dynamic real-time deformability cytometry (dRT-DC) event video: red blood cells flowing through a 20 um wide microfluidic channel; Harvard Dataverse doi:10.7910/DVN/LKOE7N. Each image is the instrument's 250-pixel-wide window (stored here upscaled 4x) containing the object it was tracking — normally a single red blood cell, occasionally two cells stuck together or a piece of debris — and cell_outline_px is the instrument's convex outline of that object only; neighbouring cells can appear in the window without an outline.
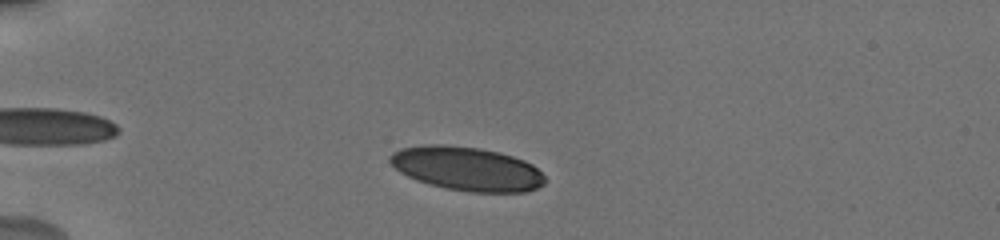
{"species": "human", "species_latin": "Homo sapiens", "temperature_condition": "cold", "stored_images_in_passage": 20, "camera_frame_rate_fps": 3000, "um_per_image_px": 0.085, "donor": {"sex": "male"}, "frame": {"image": 1, "passage_image": 9, "time_ms": 2.0, "image_size_px": [1000, 240], "cell_outline_px": [[544, 184], [528, 192], [468, 192], [444, 188], [428, 184], [416, 180], [400, 172], [388, 160], [388, 156], [392, 152], [400, 148], [424, 144], [444, 144], [480, 148], [500, 152], [524, 160], [532, 164], [544, 176]], "centroid_in_image_um": [39.65, 14.33], "position_along_channel_um": 45.3, "area_um2": 39.88}}
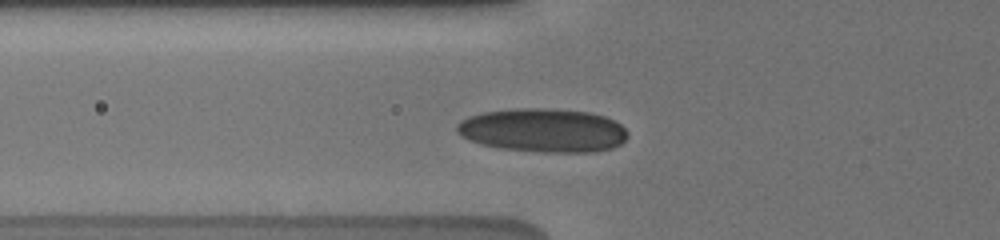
{"frame": {"image": 2, "passage_image": 16, "time_ms": 4.0, "image_size_px": [1000, 240], "cell_outline_px": [[628, 136], [620, 144], [612, 148], [596, 152], [544, 152], [504, 148], [480, 144], [468, 140], [460, 136], [456, 132], [456, 124], [460, 120], [468, 116], [480, 112], [516, 108], [552, 108], [592, 112], [604, 116], [620, 124], [628, 132]], "centroid_in_image_um": [46.13, 11.06], "position_along_channel_um": 79.7, "area_um2": 43.93}}
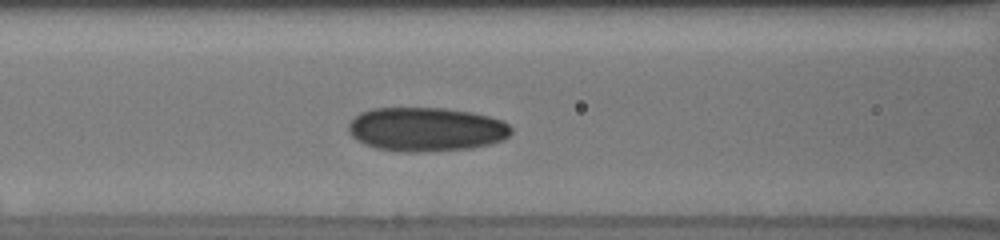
{"frame": {"image": 3, "passage_image": 20, "time_ms": 5.333, "image_size_px": [1000, 240], "cell_outline_px": [[512, 132], [504, 140], [492, 144], [472, 148], [420, 152], [404, 152], [376, 148], [364, 144], [356, 140], [348, 132], [348, 124], [360, 112], [372, 108], [444, 108], [472, 112], [488, 116], [500, 120], [508, 124], [512, 128]], "centroid_in_image_um": [36.22, 10.99], "position_along_channel_um": 130.4, "area_um2": 41.96}}